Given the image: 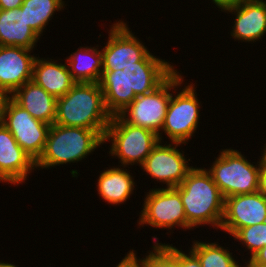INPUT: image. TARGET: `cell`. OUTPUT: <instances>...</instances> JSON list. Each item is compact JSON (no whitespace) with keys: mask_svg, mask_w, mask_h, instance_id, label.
Instances as JSON below:
<instances>
[{"mask_svg":"<svg viewBox=\"0 0 266 267\" xmlns=\"http://www.w3.org/2000/svg\"><path fill=\"white\" fill-rule=\"evenodd\" d=\"M103 143L104 137L97 130L54 123L49 128L44 150L35 166L49 169L79 162Z\"/></svg>","mask_w":266,"mask_h":267,"instance_id":"277c9868","label":"cell"},{"mask_svg":"<svg viewBox=\"0 0 266 267\" xmlns=\"http://www.w3.org/2000/svg\"><path fill=\"white\" fill-rule=\"evenodd\" d=\"M264 147L262 156L266 159V145Z\"/></svg>","mask_w":266,"mask_h":267,"instance_id":"836d02e7","label":"cell"},{"mask_svg":"<svg viewBox=\"0 0 266 267\" xmlns=\"http://www.w3.org/2000/svg\"><path fill=\"white\" fill-rule=\"evenodd\" d=\"M2 123L19 146L36 162L44 150L51 125L33 118L11 97L6 101Z\"/></svg>","mask_w":266,"mask_h":267,"instance_id":"9c48e42d","label":"cell"},{"mask_svg":"<svg viewBox=\"0 0 266 267\" xmlns=\"http://www.w3.org/2000/svg\"><path fill=\"white\" fill-rule=\"evenodd\" d=\"M175 71L174 65L150 52L136 65L123 70L102 71L99 84L108 112L111 116L118 115L137 96L153 92Z\"/></svg>","mask_w":266,"mask_h":267,"instance_id":"6da1fadb","label":"cell"},{"mask_svg":"<svg viewBox=\"0 0 266 267\" xmlns=\"http://www.w3.org/2000/svg\"><path fill=\"white\" fill-rule=\"evenodd\" d=\"M191 250L200 261L202 267H245L238 265L228 249L215 243L195 241Z\"/></svg>","mask_w":266,"mask_h":267,"instance_id":"603a6c76","label":"cell"},{"mask_svg":"<svg viewBox=\"0 0 266 267\" xmlns=\"http://www.w3.org/2000/svg\"><path fill=\"white\" fill-rule=\"evenodd\" d=\"M179 145L181 143L175 142L162 145L159 141L145 159L141 169L154 180L166 184V188H176L193 168L189 166L190 159L186 160L184 152L181 153L177 149Z\"/></svg>","mask_w":266,"mask_h":267,"instance_id":"7c38bea8","label":"cell"},{"mask_svg":"<svg viewBox=\"0 0 266 267\" xmlns=\"http://www.w3.org/2000/svg\"><path fill=\"white\" fill-rule=\"evenodd\" d=\"M245 263V266H266V246Z\"/></svg>","mask_w":266,"mask_h":267,"instance_id":"83f0119b","label":"cell"},{"mask_svg":"<svg viewBox=\"0 0 266 267\" xmlns=\"http://www.w3.org/2000/svg\"><path fill=\"white\" fill-rule=\"evenodd\" d=\"M111 142L109 154L118 157L120 166L139 164L141 167L154 146L160 141L157 134L125 122L119 115L112 116L104 142Z\"/></svg>","mask_w":266,"mask_h":267,"instance_id":"8992f818","label":"cell"},{"mask_svg":"<svg viewBox=\"0 0 266 267\" xmlns=\"http://www.w3.org/2000/svg\"><path fill=\"white\" fill-rule=\"evenodd\" d=\"M152 252L141 259L142 267H179L178 259L162 244L153 237Z\"/></svg>","mask_w":266,"mask_h":267,"instance_id":"d4e9b609","label":"cell"},{"mask_svg":"<svg viewBox=\"0 0 266 267\" xmlns=\"http://www.w3.org/2000/svg\"><path fill=\"white\" fill-rule=\"evenodd\" d=\"M40 37L26 23L25 10L20 7L0 9V45L33 49Z\"/></svg>","mask_w":266,"mask_h":267,"instance_id":"ac0fdd59","label":"cell"},{"mask_svg":"<svg viewBox=\"0 0 266 267\" xmlns=\"http://www.w3.org/2000/svg\"><path fill=\"white\" fill-rule=\"evenodd\" d=\"M81 47L66 58V63L75 82L99 83L102 71V53L99 48Z\"/></svg>","mask_w":266,"mask_h":267,"instance_id":"44dd1931","label":"cell"},{"mask_svg":"<svg viewBox=\"0 0 266 267\" xmlns=\"http://www.w3.org/2000/svg\"><path fill=\"white\" fill-rule=\"evenodd\" d=\"M258 191L266 197V159L261 156Z\"/></svg>","mask_w":266,"mask_h":267,"instance_id":"f1b7e54d","label":"cell"},{"mask_svg":"<svg viewBox=\"0 0 266 267\" xmlns=\"http://www.w3.org/2000/svg\"><path fill=\"white\" fill-rule=\"evenodd\" d=\"M97 191L105 202L111 205L126 203L133 193L135 182L130 172L124 168L112 167L100 173Z\"/></svg>","mask_w":266,"mask_h":267,"instance_id":"ffe728a7","label":"cell"},{"mask_svg":"<svg viewBox=\"0 0 266 267\" xmlns=\"http://www.w3.org/2000/svg\"><path fill=\"white\" fill-rule=\"evenodd\" d=\"M0 267H17V266L11 263H7V262L4 263L3 261H0Z\"/></svg>","mask_w":266,"mask_h":267,"instance_id":"d6a6232c","label":"cell"},{"mask_svg":"<svg viewBox=\"0 0 266 267\" xmlns=\"http://www.w3.org/2000/svg\"><path fill=\"white\" fill-rule=\"evenodd\" d=\"M243 0H212V2L223 11L226 8L236 6L240 4Z\"/></svg>","mask_w":266,"mask_h":267,"instance_id":"f546056e","label":"cell"},{"mask_svg":"<svg viewBox=\"0 0 266 267\" xmlns=\"http://www.w3.org/2000/svg\"><path fill=\"white\" fill-rule=\"evenodd\" d=\"M257 165L251 164L238 150L222 149L210 169L224 198L250 194L258 191L261 158Z\"/></svg>","mask_w":266,"mask_h":267,"instance_id":"5b68a950","label":"cell"},{"mask_svg":"<svg viewBox=\"0 0 266 267\" xmlns=\"http://www.w3.org/2000/svg\"><path fill=\"white\" fill-rule=\"evenodd\" d=\"M266 222V197L259 191L225 198L220 229L233 235L238 229Z\"/></svg>","mask_w":266,"mask_h":267,"instance_id":"4fadbf2b","label":"cell"},{"mask_svg":"<svg viewBox=\"0 0 266 267\" xmlns=\"http://www.w3.org/2000/svg\"><path fill=\"white\" fill-rule=\"evenodd\" d=\"M234 239L251 252L250 259L263 247L266 246V222L240 228L233 235Z\"/></svg>","mask_w":266,"mask_h":267,"instance_id":"cb8c5ba5","label":"cell"},{"mask_svg":"<svg viewBox=\"0 0 266 267\" xmlns=\"http://www.w3.org/2000/svg\"><path fill=\"white\" fill-rule=\"evenodd\" d=\"M194 84L185 85L184 89L171 95L161 132L171 142L187 144L193 137L199 124L200 100H198ZM174 96V97H173Z\"/></svg>","mask_w":266,"mask_h":267,"instance_id":"ba28073f","label":"cell"},{"mask_svg":"<svg viewBox=\"0 0 266 267\" xmlns=\"http://www.w3.org/2000/svg\"><path fill=\"white\" fill-rule=\"evenodd\" d=\"M177 259L179 267H202L197 256L190 250L189 254L182 252L171 244H163Z\"/></svg>","mask_w":266,"mask_h":267,"instance_id":"484cf974","label":"cell"},{"mask_svg":"<svg viewBox=\"0 0 266 267\" xmlns=\"http://www.w3.org/2000/svg\"><path fill=\"white\" fill-rule=\"evenodd\" d=\"M36 168L35 161L19 146L3 123H0V182L21 184Z\"/></svg>","mask_w":266,"mask_h":267,"instance_id":"9a60e30c","label":"cell"},{"mask_svg":"<svg viewBox=\"0 0 266 267\" xmlns=\"http://www.w3.org/2000/svg\"><path fill=\"white\" fill-rule=\"evenodd\" d=\"M31 50L0 45V88L9 96L32 80L36 57L30 55Z\"/></svg>","mask_w":266,"mask_h":267,"instance_id":"5bb4252c","label":"cell"},{"mask_svg":"<svg viewBox=\"0 0 266 267\" xmlns=\"http://www.w3.org/2000/svg\"><path fill=\"white\" fill-rule=\"evenodd\" d=\"M111 118L99 83L76 82L57 98L55 124L97 130L104 137Z\"/></svg>","mask_w":266,"mask_h":267,"instance_id":"3957f363","label":"cell"},{"mask_svg":"<svg viewBox=\"0 0 266 267\" xmlns=\"http://www.w3.org/2000/svg\"><path fill=\"white\" fill-rule=\"evenodd\" d=\"M110 28L108 41L101 50L103 71L123 70L136 65L150 52L125 22L120 20Z\"/></svg>","mask_w":266,"mask_h":267,"instance_id":"8fae6325","label":"cell"},{"mask_svg":"<svg viewBox=\"0 0 266 267\" xmlns=\"http://www.w3.org/2000/svg\"><path fill=\"white\" fill-rule=\"evenodd\" d=\"M175 189L180 193L184 206L186 229L202 224L220 229L225 198L206 168L193 167Z\"/></svg>","mask_w":266,"mask_h":267,"instance_id":"7a4b0ae2","label":"cell"},{"mask_svg":"<svg viewBox=\"0 0 266 267\" xmlns=\"http://www.w3.org/2000/svg\"><path fill=\"white\" fill-rule=\"evenodd\" d=\"M9 97L10 96L2 88H0V123H2L4 107Z\"/></svg>","mask_w":266,"mask_h":267,"instance_id":"1f68e13d","label":"cell"},{"mask_svg":"<svg viewBox=\"0 0 266 267\" xmlns=\"http://www.w3.org/2000/svg\"><path fill=\"white\" fill-rule=\"evenodd\" d=\"M245 267H266V266H245Z\"/></svg>","mask_w":266,"mask_h":267,"instance_id":"e575fe53","label":"cell"},{"mask_svg":"<svg viewBox=\"0 0 266 267\" xmlns=\"http://www.w3.org/2000/svg\"><path fill=\"white\" fill-rule=\"evenodd\" d=\"M183 76L177 70L153 92L137 96L118 115L127 123L143 127L158 135L162 141L161 129L164 124L172 92H177L183 83ZM177 88V89H175Z\"/></svg>","mask_w":266,"mask_h":267,"instance_id":"52a82bcc","label":"cell"},{"mask_svg":"<svg viewBox=\"0 0 266 267\" xmlns=\"http://www.w3.org/2000/svg\"><path fill=\"white\" fill-rule=\"evenodd\" d=\"M32 80L56 98L64 96L76 83L69 72L67 63H57L38 56L33 65Z\"/></svg>","mask_w":266,"mask_h":267,"instance_id":"d6986e66","label":"cell"},{"mask_svg":"<svg viewBox=\"0 0 266 267\" xmlns=\"http://www.w3.org/2000/svg\"><path fill=\"white\" fill-rule=\"evenodd\" d=\"M136 255L134 250H130L116 267H142L141 259H138Z\"/></svg>","mask_w":266,"mask_h":267,"instance_id":"4316f807","label":"cell"},{"mask_svg":"<svg viewBox=\"0 0 266 267\" xmlns=\"http://www.w3.org/2000/svg\"><path fill=\"white\" fill-rule=\"evenodd\" d=\"M24 0H0V9L9 10L19 8Z\"/></svg>","mask_w":266,"mask_h":267,"instance_id":"4dcf8cb0","label":"cell"},{"mask_svg":"<svg viewBox=\"0 0 266 267\" xmlns=\"http://www.w3.org/2000/svg\"><path fill=\"white\" fill-rule=\"evenodd\" d=\"M223 12L236 16L230 33L235 40L254 43L266 34V1L243 0Z\"/></svg>","mask_w":266,"mask_h":267,"instance_id":"2e32d148","label":"cell"},{"mask_svg":"<svg viewBox=\"0 0 266 267\" xmlns=\"http://www.w3.org/2000/svg\"><path fill=\"white\" fill-rule=\"evenodd\" d=\"M10 97L28 111L33 118L49 125L54 124L57 98L46 92L33 80L19 87Z\"/></svg>","mask_w":266,"mask_h":267,"instance_id":"e0dca14e","label":"cell"},{"mask_svg":"<svg viewBox=\"0 0 266 267\" xmlns=\"http://www.w3.org/2000/svg\"><path fill=\"white\" fill-rule=\"evenodd\" d=\"M145 197L143 210L137 221L139 226L146 224L168 230L179 226L186 229L184 206L180 193L175 188H152Z\"/></svg>","mask_w":266,"mask_h":267,"instance_id":"30bf717a","label":"cell"},{"mask_svg":"<svg viewBox=\"0 0 266 267\" xmlns=\"http://www.w3.org/2000/svg\"><path fill=\"white\" fill-rule=\"evenodd\" d=\"M64 5L63 0H24L20 8L25 10L28 26L40 37L53 14L61 11Z\"/></svg>","mask_w":266,"mask_h":267,"instance_id":"7402d4cb","label":"cell"}]
</instances>
